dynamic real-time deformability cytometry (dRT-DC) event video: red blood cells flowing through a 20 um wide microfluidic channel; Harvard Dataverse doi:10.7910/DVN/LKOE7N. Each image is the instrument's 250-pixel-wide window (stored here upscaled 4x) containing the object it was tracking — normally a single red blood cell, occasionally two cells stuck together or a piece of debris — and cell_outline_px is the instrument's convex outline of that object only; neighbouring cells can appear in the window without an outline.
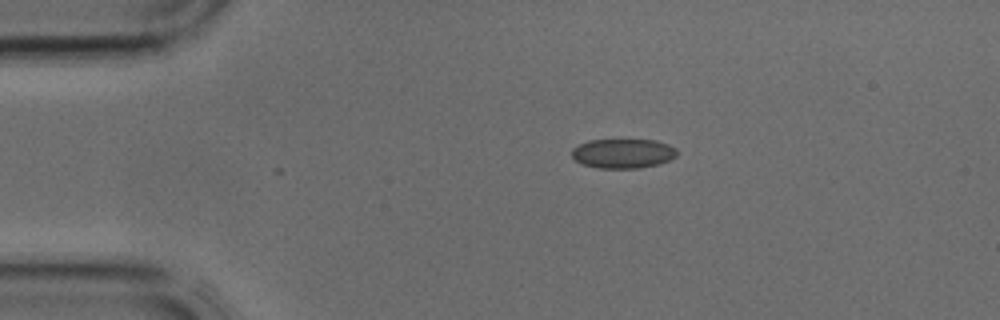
{"species": "common noctule bat (a hibernating species)", "species_latin": "Nyctalus noctula", "temperature_condition": "cold", "stored_images_in_passage": 2, "camera_frame_rate_fps": 3000, "um_per_image_px": 0.085, "animal": {"sex": "male", "body_mass_g": 17.9, "forearm_length_mm": 54.2}, "frame": {"image": 1, "passage_image": 1, "time_ms": 0.0, "image_size_px": [1000, 320], "cell_outline_px": [[676, 156], [660, 164], [636, 168], [596, 168], [584, 164], [576, 160], [572, 156], [572, 148], [588, 140], [656, 140], [668, 144], [676, 148]], "centroid_in_image_um": [52.96, 13.04], "position_along_channel_um": 32.0, "area_um2": 17.98}}